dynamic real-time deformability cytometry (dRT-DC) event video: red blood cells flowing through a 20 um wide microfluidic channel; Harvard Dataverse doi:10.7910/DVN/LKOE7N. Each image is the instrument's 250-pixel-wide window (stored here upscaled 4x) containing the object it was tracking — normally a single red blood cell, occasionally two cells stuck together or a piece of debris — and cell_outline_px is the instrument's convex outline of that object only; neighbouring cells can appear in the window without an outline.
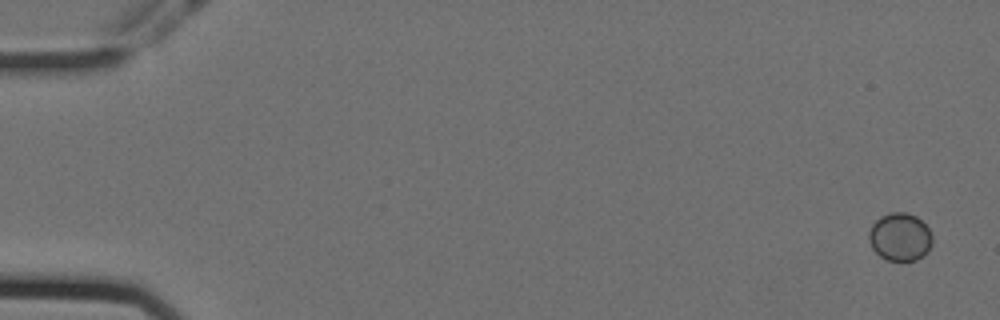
{"species": "Egyptian fruit bat (a non-hibernating species)", "species_latin": "Rousettus aegyptiacus", "temperature_condition": "cold", "stored_images_in_passage": 57, "camera_frame_rate_fps": 3000, "um_per_image_px": 0.085, "animal": {"sex": "female"}, "frame": {"image": 1, "passage_image": 1, "time_ms": 0.0, "image_size_px": [1000, 320], "cell_outline_px": [[932, 244], [928, 252], [924, 256], [916, 260], [888, 260], [880, 256], [872, 248], [868, 240], [868, 232], [872, 224], [880, 216], [892, 212], [904, 212], [916, 216], [928, 228], [932, 236]], "centroid_in_image_um": [76.49, 20.14], "position_along_channel_um": 8.5, "area_um2": 17.8}}
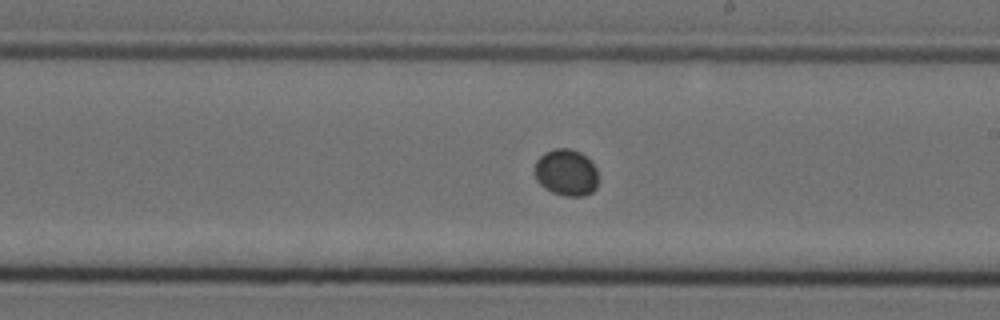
{"frame": {"image": 2, "passage_image": 33, "time_ms": 10.667, "image_size_px": [1000, 320], "cell_outline_px": [[596, 188], [592, 192], [584, 196], [564, 196], [552, 192], [544, 188], [536, 180], [536, 160], [544, 152], [556, 148], [572, 148], [580, 152], [596, 168]], "centroid_in_image_um": [48.11, 14.67], "position_along_channel_um": 240.9, "area_um2": 17.17}}
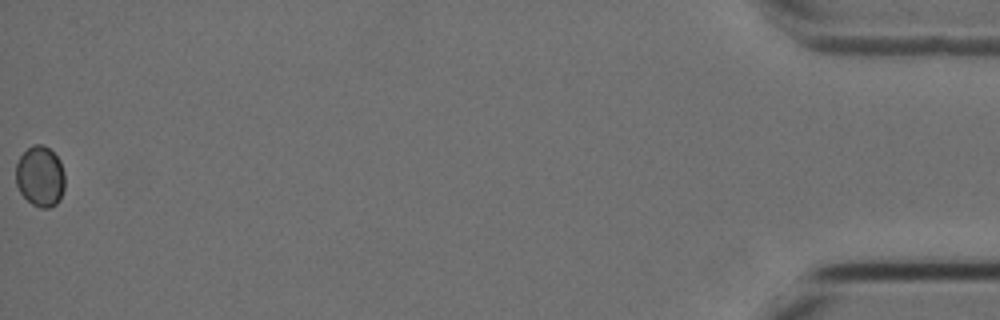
{"frame": {"image": 3, "passage_image": 57, "time_ms": 18.667, "image_size_px": [1000, 320], "cell_outline_px": [[64, 188], [60, 200], [56, 204], [48, 208], [40, 208], [32, 204], [20, 192], [16, 184], [16, 164], [20, 156], [32, 144], [44, 144], [60, 160], [64, 172]], "centroid_in_image_um": [3.42, 14.99], "position_along_channel_um": 431.8, "area_um2": 17.4}}